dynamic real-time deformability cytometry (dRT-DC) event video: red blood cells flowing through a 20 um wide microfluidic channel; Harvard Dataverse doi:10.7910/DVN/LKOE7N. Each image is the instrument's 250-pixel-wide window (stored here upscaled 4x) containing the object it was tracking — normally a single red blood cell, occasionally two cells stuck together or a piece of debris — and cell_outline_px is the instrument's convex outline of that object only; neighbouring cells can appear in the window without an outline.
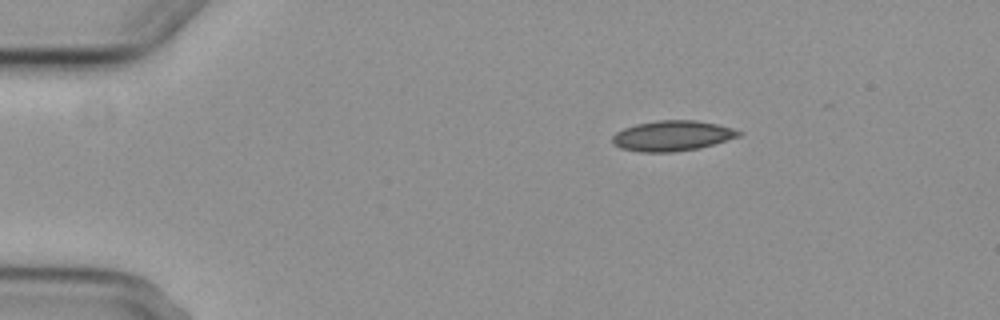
{"species": "common noctule bat (a hibernating species)", "species_latin": "Nyctalus noctula", "temperature_condition": "cold", "stored_images_in_passage": 3, "camera_frame_rate_fps": 3000, "um_per_image_px": 0.085, "animal": {"sex": "female", "body_mass_g": 29.2, "forearm_length_mm": 56.3}, "frame": {"image": 1, "passage_image": 1, "time_ms": 0.0, "image_size_px": [1000, 320], "cell_outline_px": [[744, 132], [740, 136], [700, 148], [672, 152], [640, 152], [620, 148], [612, 144], [612, 136], [616, 132], [624, 128], [636, 124], [656, 120], [696, 120], [716, 124], [732, 128]], "centroid_in_image_um": [57.12, 11.54], "position_along_channel_um": 27.9, "area_um2": 22.43}}